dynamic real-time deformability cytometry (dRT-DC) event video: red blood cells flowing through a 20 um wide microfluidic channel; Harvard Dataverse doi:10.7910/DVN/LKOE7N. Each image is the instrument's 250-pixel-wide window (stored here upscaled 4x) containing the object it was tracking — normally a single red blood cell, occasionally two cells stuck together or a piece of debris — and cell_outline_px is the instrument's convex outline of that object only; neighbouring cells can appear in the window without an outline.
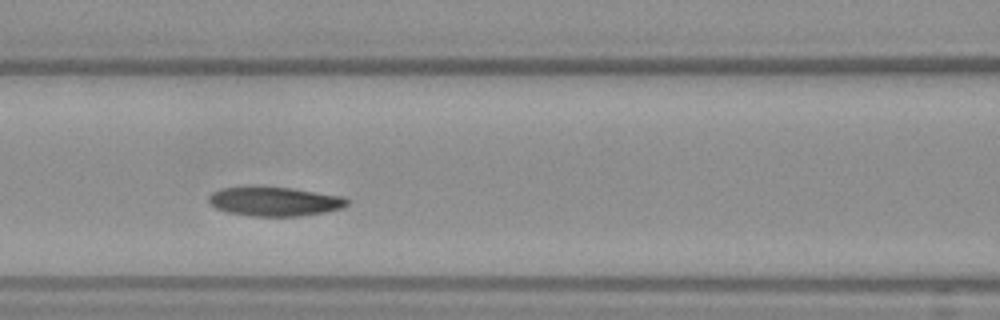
{"species": "Egyptian fruit bat (a non-hibernating species)", "species_latin": "Rousettus aegyptiacus", "temperature_condition": "warm", "stored_images_in_passage": 45, "camera_frame_rate_fps": 3000, "um_per_image_px": 0.085, "frame": {"image": 1, "passage_image": 14, "time_ms": 4.333, "image_size_px": [1000, 320], "cell_outline_px": [[348, 204], [340, 208], [324, 212], [300, 216], [252, 216], [228, 212], [216, 208], [208, 200], [208, 196], [212, 192], [220, 188], [244, 184], [256, 184], [292, 188], [344, 196], [348, 200]], "centroid_in_image_um": [23.27, 17.07], "position_along_channel_um": 143.3, "area_um2": 24.28}}
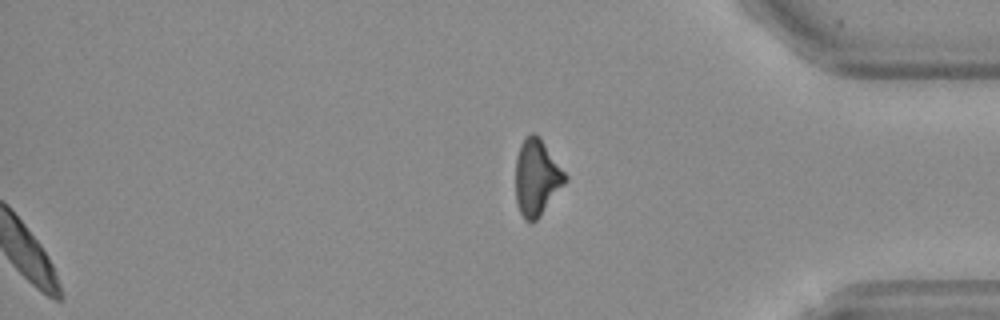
{"frame": {"image": 2, "passage_image": 45, "time_ms": 14.667, "image_size_px": [1000, 320], "cell_outline_px": [[568, 180], [540, 216], [532, 224], [528, 224], [524, 220], [516, 204], [516, 156], [520, 144], [532, 132], [536, 132], [540, 136], [568, 176]], "centroid_in_image_um": [45.62, 15.1], "position_along_channel_um": 389.6, "area_um2": 22.37}, "authors_computed_cell_mechanics": {"area_um2": 23.5824, "velocity_mm_per_s": 3.7898, "shape_relaxation_time_tau1_ms": 4.5537, "shape_relaxation_time_tau2_ms": 3.6439, "deformation_change_tau1": 0.1412, "deformation_change_tau2": 0.0905}}